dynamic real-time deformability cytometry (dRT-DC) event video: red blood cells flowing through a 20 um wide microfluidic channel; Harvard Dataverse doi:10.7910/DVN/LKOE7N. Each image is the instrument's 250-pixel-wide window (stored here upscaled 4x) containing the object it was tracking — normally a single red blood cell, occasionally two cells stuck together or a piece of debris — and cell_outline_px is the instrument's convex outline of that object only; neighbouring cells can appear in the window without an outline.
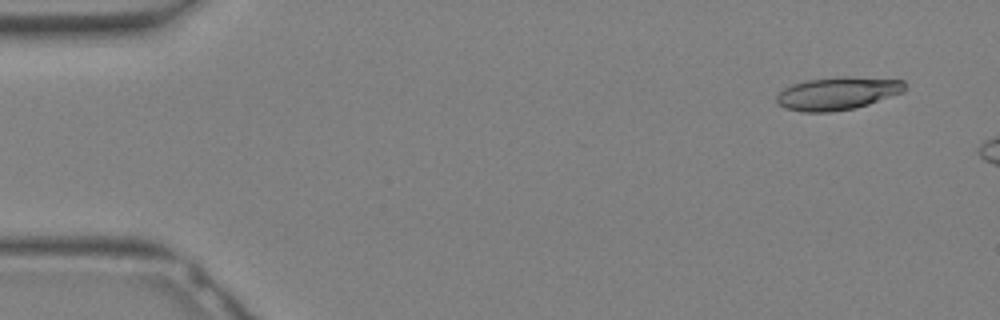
{"species": "Egyptian fruit bat (a non-hibernating species)", "species_latin": "Rousettus aegyptiacus", "temperature_condition": "warm", "stored_images_in_passage": 6, "camera_frame_rate_fps": 3000, "um_per_image_px": 0.085, "animal": {"sex": "female"}, "frame": {"image": 1, "passage_image": 2, "time_ms": 0.333, "image_size_px": [1000, 320], "cell_outline_px": [[904, 92], [856, 108], [832, 112], [804, 112], [784, 108], [776, 100], [776, 96], [784, 88], [792, 84], [808, 80], [904, 80]], "centroid_in_image_um": [71.11, 8.02], "position_along_channel_um": 13.9, "area_um2": 23.06}}